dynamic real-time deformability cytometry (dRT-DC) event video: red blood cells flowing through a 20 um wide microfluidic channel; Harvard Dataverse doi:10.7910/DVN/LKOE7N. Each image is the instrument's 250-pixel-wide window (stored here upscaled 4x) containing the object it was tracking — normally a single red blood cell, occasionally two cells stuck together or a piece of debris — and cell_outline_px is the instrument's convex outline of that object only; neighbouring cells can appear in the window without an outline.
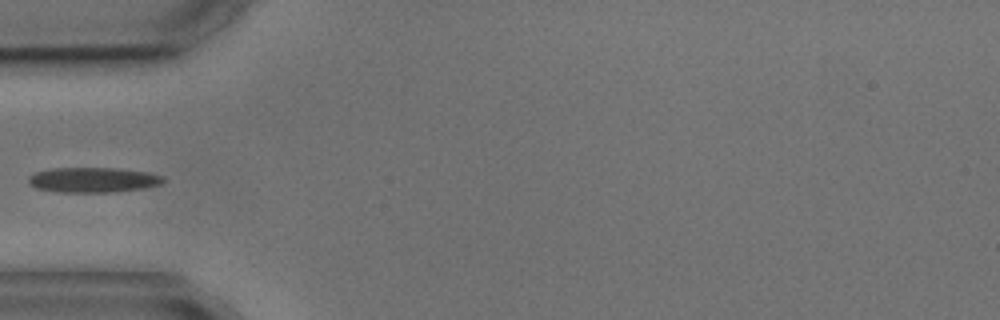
{"species": "common noctule bat (a hibernating species)", "species_latin": "Nyctalus noctula", "temperature_condition": "cold", "stored_images_in_passage": 5, "camera_frame_rate_fps": 3000, "um_per_image_px": 0.085, "animal": {"sex": "male", "body_mass_g": 17.9, "forearm_length_mm": 54.2}, "frame": {"image": 1, "passage_image": 4, "time_ms": 4.333, "image_size_px": [1000, 320], "cell_outline_px": [[164, 180], [160, 184], [144, 188], [112, 192], [60, 192], [36, 188], [28, 184], [28, 176], [36, 172], [52, 168], [116, 168], [148, 172], [164, 176]], "centroid_in_image_um": [7.89, 15.29], "position_along_channel_um": 77.1, "area_um2": 19.71}}